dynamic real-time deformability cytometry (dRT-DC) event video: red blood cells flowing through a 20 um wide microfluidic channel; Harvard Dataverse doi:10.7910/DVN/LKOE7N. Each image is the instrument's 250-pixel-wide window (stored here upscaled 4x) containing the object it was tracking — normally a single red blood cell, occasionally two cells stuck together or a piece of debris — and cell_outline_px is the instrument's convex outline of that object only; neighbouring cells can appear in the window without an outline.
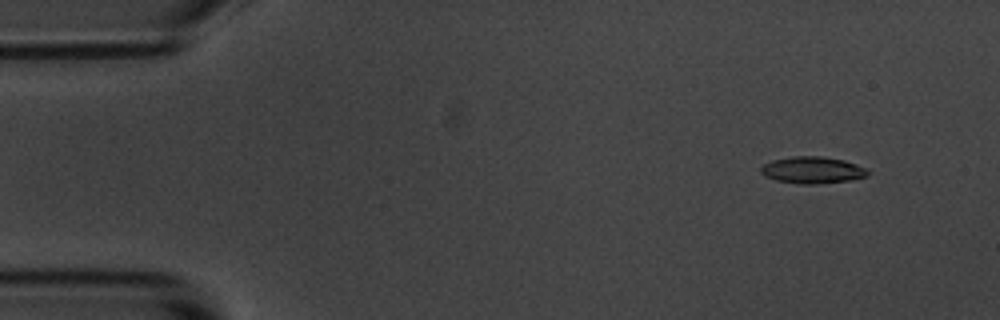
{"species": "common noctule bat (a hibernating species)", "species_latin": "Nyctalus noctula", "temperature_condition": "room temperature", "stored_images_in_passage": 14, "camera_frame_rate_fps": 3000, "um_per_image_px": 0.085, "animal": {"sex": "male", "body_mass_g": 20.1, "forearm_length_mm": 53.5}, "frame": {"image": 1, "passage_image": 5, "time_ms": 1.333, "image_size_px": [1000, 320], "cell_outline_px": [[868, 176], [852, 180], [816, 184], [800, 184], [776, 180], [764, 176], [760, 172], [760, 168], [764, 164], [772, 160], [792, 156], [820, 156], [844, 160], [868, 168]], "centroid_in_image_um": [69.07, 14.46], "position_along_channel_um": 15.9, "area_um2": 16.82}}